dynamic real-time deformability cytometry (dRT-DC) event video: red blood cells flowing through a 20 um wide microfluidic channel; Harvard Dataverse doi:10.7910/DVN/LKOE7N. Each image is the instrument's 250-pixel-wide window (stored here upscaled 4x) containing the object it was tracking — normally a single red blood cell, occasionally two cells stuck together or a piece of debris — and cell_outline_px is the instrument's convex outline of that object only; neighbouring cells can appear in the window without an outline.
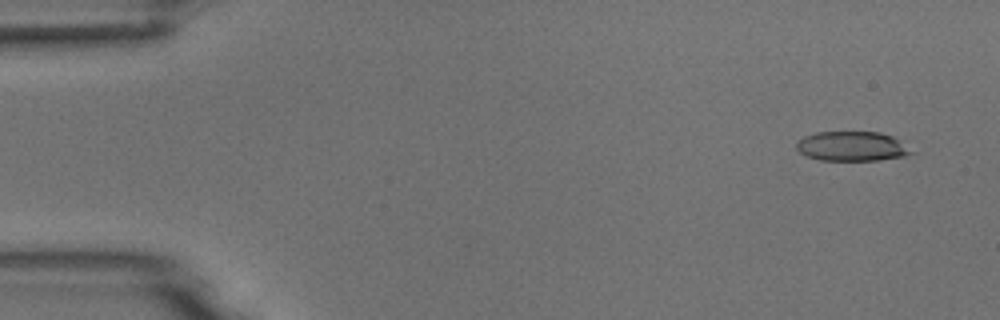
{"species": "common noctule bat (a hibernating species)", "species_latin": "Nyctalus noctula", "temperature_condition": "room temperature", "stored_images_in_passage": 6, "camera_frame_rate_fps": 3000, "um_per_image_px": 0.085, "animal": {"sex": "male", "body_mass_g": 18.8}, "frame": {"image": 1, "passage_image": 1, "time_ms": 0.0, "image_size_px": [1000, 320], "cell_outline_px": [[916, 152], [904, 156], [880, 160], [820, 160], [808, 156], [800, 152], [796, 148], [796, 140], [804, 136], [816, 132], [880, 132], [892, 136], [900, 140]], "centroid_in_image_um": [72.43, 12.43], "position_along_channel_um": 12.6, "area_um2": 19.94}}
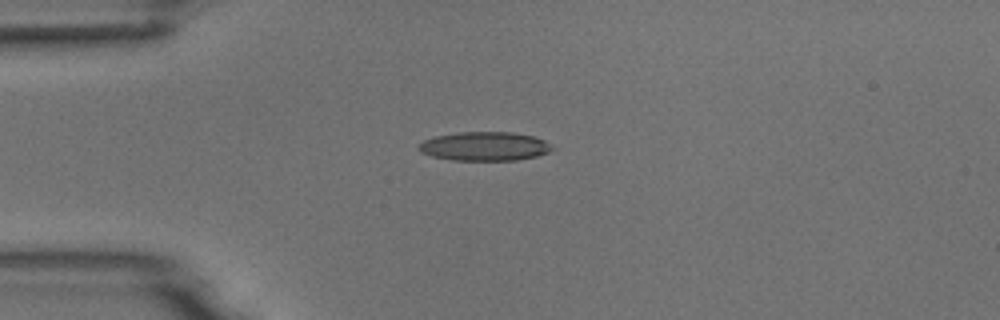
{"frame": {"image": 2, "passage_image": 4, "time_ms": 3.333, "image_size_px": [1000, 320], "cell_outline_px": [[556, 148], [548, 152], [536, 156], [516, 160], [452, 160], [432, 156], [420, 152], [416, 148], [424, 140], [436, 136], [456, 132], [512, 132], [532, 136], [544, 140], [552, 144]], "centroid_in_image_um": [41.2, 12.43], "position_along_channel_um": 43.8, "area_um2": 22.54}}
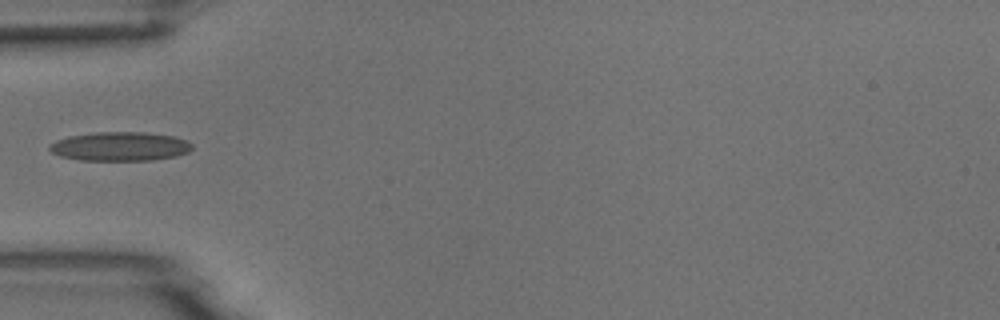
{"frame": {"image": 3, "passage_image": 5, "time_ms": 4.667, "image_size_px": [1000, 320], "cell_outline_px": [[192, 148], [188, 152], [176, 156], [152, 160], [80, 160], [60, 156], [52, 152], [48, 148], [48, 144], [56, 140], [68, 136], [96, 132], [144, 132], [176, 136], [188, 140], [192, 144]], "centroid_in_image_um": [10.21, 12.44], "position_along_channel_um": 74.8, "area_um2": 24.28}}